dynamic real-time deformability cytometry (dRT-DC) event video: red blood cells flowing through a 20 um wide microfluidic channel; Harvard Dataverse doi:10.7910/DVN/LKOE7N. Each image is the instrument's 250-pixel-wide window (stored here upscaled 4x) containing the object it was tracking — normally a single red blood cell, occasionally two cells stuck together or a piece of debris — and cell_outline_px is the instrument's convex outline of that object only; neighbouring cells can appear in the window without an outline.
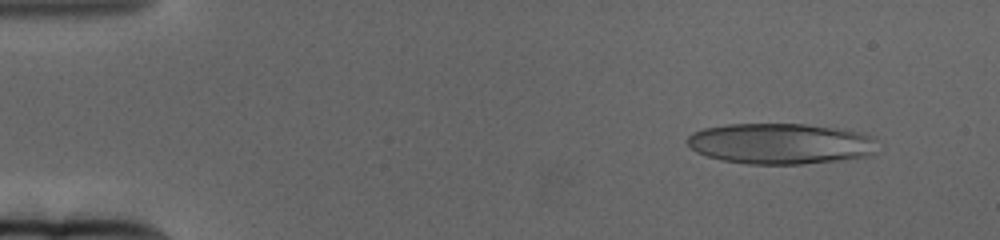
{"species": "human", "species_latin": "Homo sapiens", "temperature_condition": "cold", "stored_images_in_passage": 65, "camera_frame_rate_fps": 3000, "um_per_image_px": 0.085, "donor": {"sex": "female"}, "frame": {"image": 1, "passage_image": 6, "time_ms": 1.667, "image_size_px": [1000, 240], "cell_outline_px": [[872, 152], [868, 156], [836, 160], [800, 164], [748, 164], [720, 160], [696, 152], [688, 144], [688, 136], [692, 132], [704, 128], [728, 124], [804, 124], [856, 132], [872, 136]], "centroid_in_image_um": [66.22, 12.21], "position_along_channel_um": 18.8, "area_um2": 44.45}}
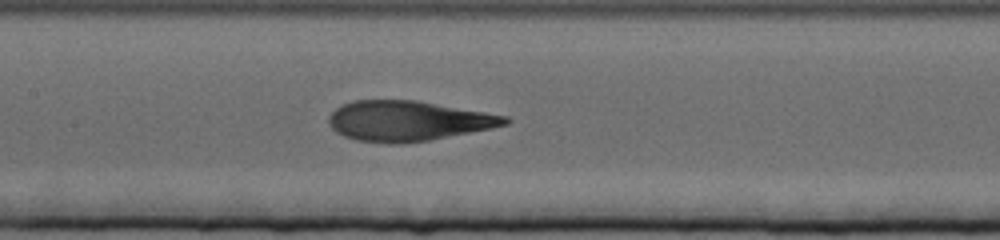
{"frame": {"image": 2, "passage_image": 31, "time_ms": 10.0, "image_size_px": [1000, 240], "cell_outline_px": [[512, 120], [508, 124], [428, 140], [400, 144], [388, 144], [356, 140], [344, 136], [336, 132], [328, 124], [328, 116], [336, 108], [352, 100], [416, 100], [508, 116]], "centroid_in_image_um": [34.63, 10.27], "position_along_channel_um": 172.8, "area_um2": 41.04}}
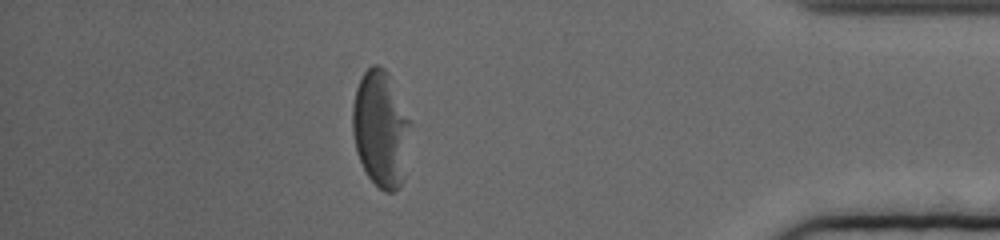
{"frame": {"image": 3, "passage_image": 57, "time_ms": 18.667, "image_size_px": [1000, 240], "cell_outline_px": [[408, 124], [400, 188], [392, 192], [384, 192], [368, 176], [356, 152], [352, 132], [352, 104], [356, 88], [364, 72], [372, 64], [380, 64], [388, 72], [408, 120]], "centroid_in_image_um": [32.27, 10.9], "position_along_channel_um": 402.9, "area_um2": 37.86}, "authors_computed_cell_mechanics": {"area_um2": 41.6738, "velocity_mm_per_s": 3.0844, "shape_relaxation_time_tau1_ms": 5.3448, "shape_relaxation_time_tau2_ms": 1.5478, "deformation_change_tau1": 0.2211, "deformation_change_tau2": 0.0973}}